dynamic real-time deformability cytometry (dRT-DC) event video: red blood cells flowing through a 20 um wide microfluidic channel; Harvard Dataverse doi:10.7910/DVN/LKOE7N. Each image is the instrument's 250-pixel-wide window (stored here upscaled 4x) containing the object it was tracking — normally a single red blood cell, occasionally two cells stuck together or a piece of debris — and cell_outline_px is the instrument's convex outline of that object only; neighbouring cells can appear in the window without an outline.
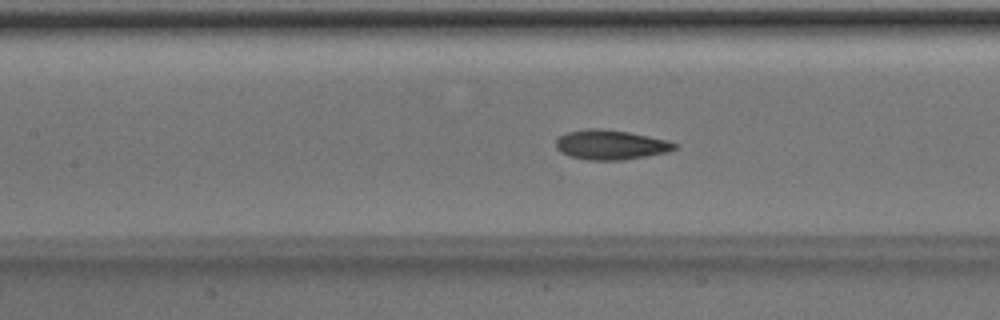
{"species": "Egyptian fruit bat (a non-hibernating species)", "species_latin": "Rousettus aegyptiacus", "temperature_condition": "room temperature", "stored_images_in_passage": 44, "camera_frame_rate_fps": 3000, "um_per_image_px": 0.085, "animal": {"sex": "male"}, "frame": {"image": 1, "passage_image": 16, "time_ms": 5.0, "image_size_px": [1000, 320], "cell_outline_px": [[680, 144], [676, 148], [668, 152], [648, 156], [624, 160], [588, 160], [568, 156], [560, 152], [556, 148], [556, 140], [560, 136], [568, 132], [588, 128], [600, 128], [628, 132], [668, 140]], "centroid_in_image_um": [51.93, 12.31], "position_along_channel_um": 155.5, "area_um2": 20.69}}
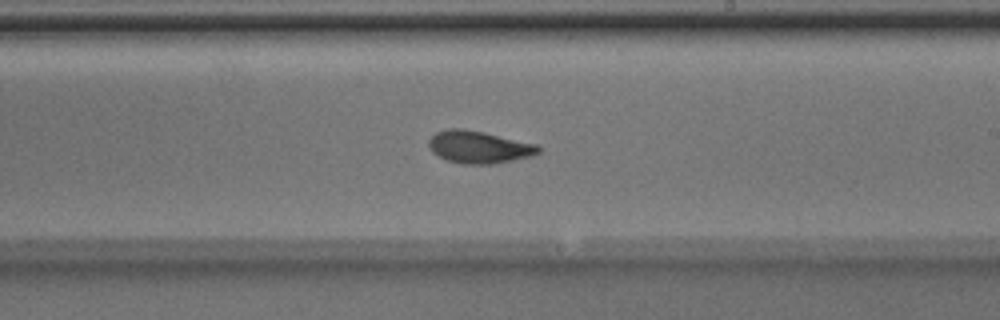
{"frame": {"image": 2, "passage_image": 23, "time_ms": 7.333, "image_size_px": [1000, 320], "cell_outline_px": [[540, 152], [532, 156], [492, 164], [460, 164], [448, 160], [432, 152], [428, 148], [428, 140], [436, 132], [448, 128], [464, 128], [484, 132], [536, 144], [540, 148]], "centroid_in_image_um": [40.68, 12.49], "position_along_channel_um": 248.3, "area_um2": 20.69}}
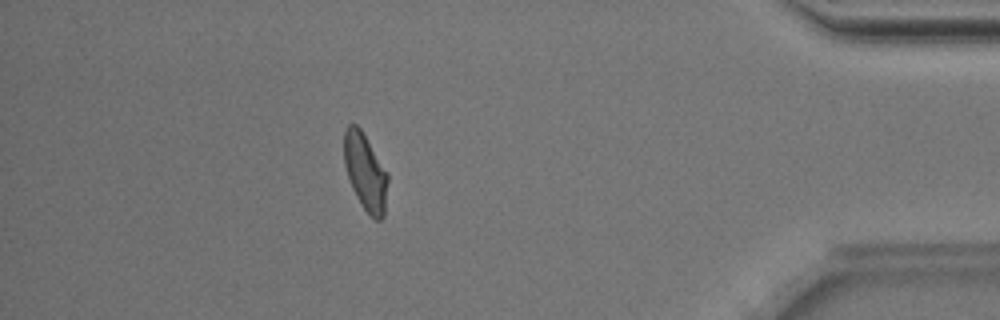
{"frame": {"image": 3, "passage_image": 38, "time_ms": 12.333, "image_size_px": [1000, 320], "cell_outline_px": [[388, 180], [384, 216], [380, 220], [376, 220], [360, 204], [352, 188], [344, 164], [344, 132], [348, 124], [356, 124], [360, 128], [388, 172]], "centroid_in_image_um": [31.06, 14.61], "position_along_channel_um": 404.1, "area_um2": 19.54}, "authors_computed_cell_mechanics": {"area_um2": 20.4034, "velocity_mm_per_s": 4.0024, "shape_relaxation_time_tau1_ms": 2.7039, "shape_relaxation_time_tau2_ms": 2.0026, "deformation_change_tau1": 0.1291, "deformation_change_tau2": 0.083}}